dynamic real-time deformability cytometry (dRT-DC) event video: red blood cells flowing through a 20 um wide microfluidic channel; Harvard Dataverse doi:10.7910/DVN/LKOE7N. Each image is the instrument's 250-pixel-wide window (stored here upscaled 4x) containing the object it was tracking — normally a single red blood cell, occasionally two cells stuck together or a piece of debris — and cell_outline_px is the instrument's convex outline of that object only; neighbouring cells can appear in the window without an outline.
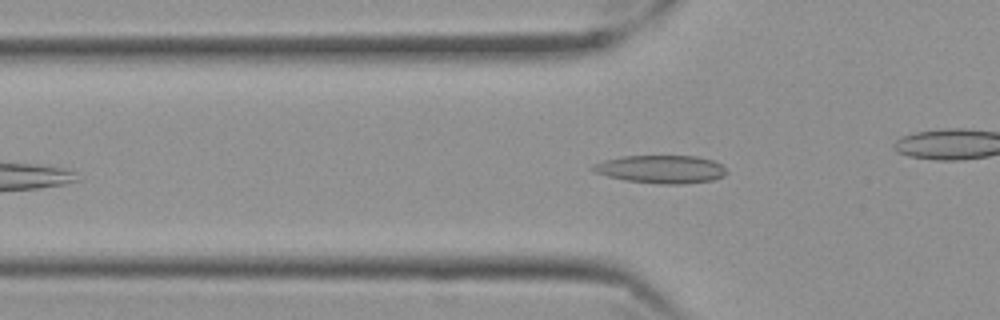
{"species": "Egyptian fruit bat (a non-hibernating species)", "species_latin": "Rousettus aegyptiacus", "temperature_condition": "cold", "stored_images_in_passage": 44, "segment_of_instrument_passage": [1, 2], "camera_frame_rate_fps": 3000, "um_per_image_px": 0.085, "frame": {"image": 1, "passage_image": 8, "time_ms": 2.333, "image_size_px": [1000, 320], "cell_outline_px": [[728, 172], [724, 176], [712, 180], [684, 184], [660, 184], [624, 180], [608, 176], [596, 172], [588, 168], [592, 164], [604, 160], [624, 156], [696, 156], [712, 160], [720, 164]], "centroid_in_image_um": [56.17, 14.38], "position_along_channel_um": 69.6, "area_um2": 21.85}}
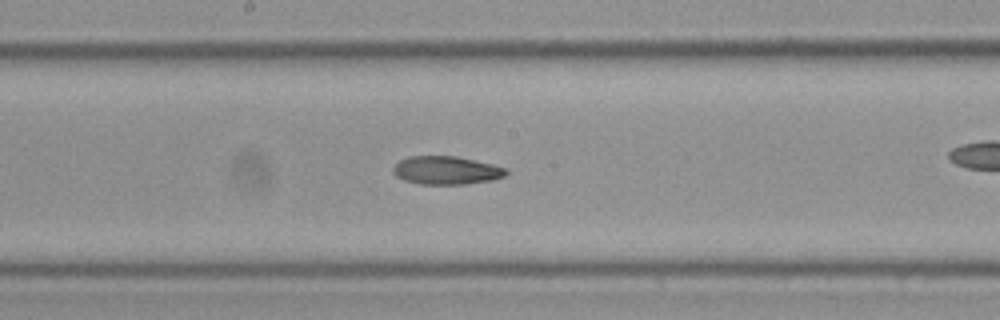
{"frame": {"image": 2, "passage_image": 20, "time_ms": 6.333, "image_size_px": [1000, 320], "cell_outline_px": [[508, 172], [504, 176], [492, 180], [464, 184], [420, 184], [404, 180], [396, 176], [392, 172], [392, 168], [400, 160], [408, 156], [456, 156], [492, 164], [508, 168]], "centroid_in_image_um": [37.93, 14.47], "position_along_channel_um": 210.3, "area_um2": 18.61}}
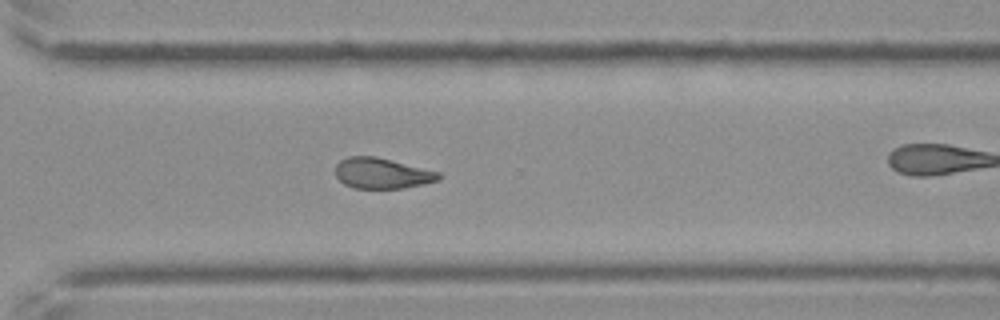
{"frame": {"image": 3, "passage_image": 31, "time_ms": 10.0, "image_size_px": [1000, 320], "cell_outline_px": [[440, 180], [424, 184], [404, 188], [352, 188], [344, 184], [336, 176], [336, 164], [340, 160], [348, 156], [376, 156], [440, 172]], "centroid_in_image_um": [32.47, 14.73], "position_along_channel_um": 338.1, "area_um2": 18.5}}